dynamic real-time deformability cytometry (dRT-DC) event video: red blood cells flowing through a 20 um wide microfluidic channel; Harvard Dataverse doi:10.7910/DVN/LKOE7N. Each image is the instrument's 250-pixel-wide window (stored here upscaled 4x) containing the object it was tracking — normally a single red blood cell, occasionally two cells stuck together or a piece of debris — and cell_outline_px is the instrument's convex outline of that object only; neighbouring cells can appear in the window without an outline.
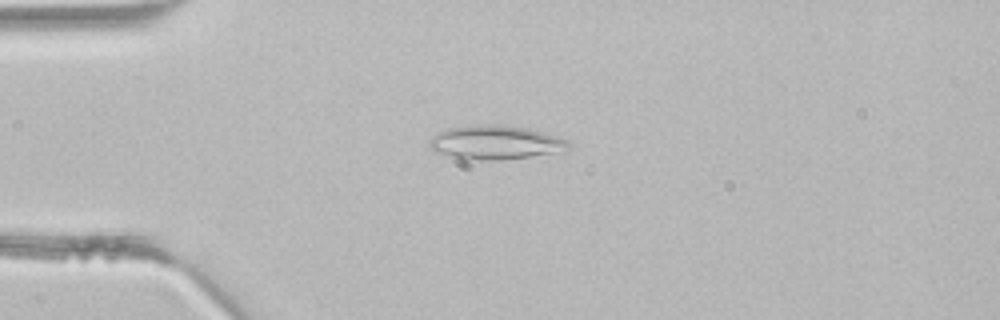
{"species": "common noctule bat (a hibernating species)", "species_latin": "Nyctalus noctula", "temperature_condition": "room temperature", "stored_images_in_passage": 42, "camera_frame_rate_fps": 3000, "um_per_image_px": 0.085, "animal": {"sex": "male", "body_mass_g": 21.5, "forearm_length_mm": 52.0}, "frame": {"image": 1, "passage_image": 10, "time_ms": 3.0, "image_size_px": [1000, 320], "cell_outline_px": [[572, 144], [568, 148], [552, 152], [528, 156], [500, 160], [468, 160], [436, 152], [428, 148], [428, 144], [432, 136], [448, 128], [480, 124], [492, 124], [528, 128], [556, 136], [568, 140]], "centroid_in_image_um": [42.05, 12.1], "position_along_channel_um": 42.9, "area_um2": 27.22}}
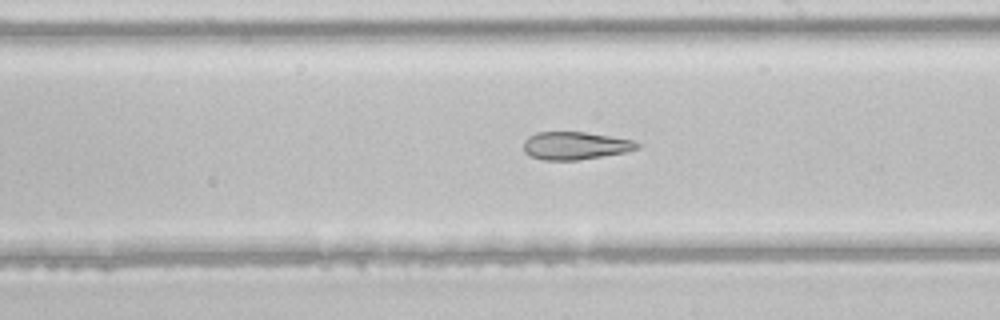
{"frame": {"image": 2, "passage_image": 24, "time_ms": 7.667, "image_size_px": [1000, 320], "cell_outline_px": [[640, 148], [624, 152], [580, 160], [544, 160], [528, 156], [524, 152], [524, 140], [528, 136], [536, 132], [584, 132], [612, 136], [632, 140], [640, 144]], "centroid_in_image_um": [48.86, 12.38], "position_along_channel_um": 240.1, "area_um2": 18.5}}
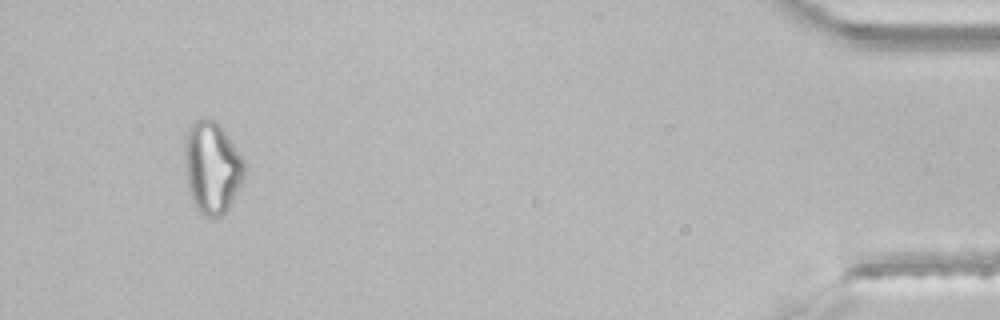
{"frame": {"image": 3, "passage_image": 40, "time_ms": 13.0, "image_size_px": [1000, 320], "cell_outline_px": [[244, 176], [228, 208], [220, 216], [204, 216], [196, 208], [188, 188], [184, 168], [184, 144], [188, 128], [196, 120], [216, 120], [224, 128], [240, 152], [244, 160]], "centroid_in_image_um": [18.01, 14.2], "position_along_channel_um": 417.2, "area_um2": 31.96}}